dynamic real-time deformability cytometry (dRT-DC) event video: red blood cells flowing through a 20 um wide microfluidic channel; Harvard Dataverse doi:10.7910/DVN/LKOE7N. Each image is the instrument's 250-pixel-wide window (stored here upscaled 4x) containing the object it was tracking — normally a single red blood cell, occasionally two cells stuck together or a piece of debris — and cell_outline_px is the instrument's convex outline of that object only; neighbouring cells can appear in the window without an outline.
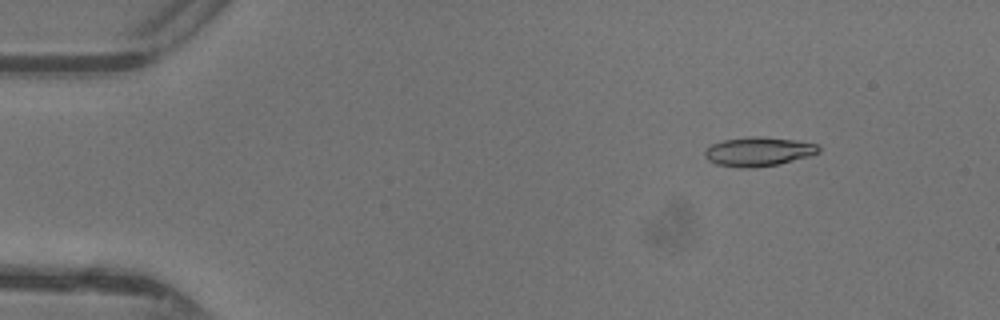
{"species": "common noctule bat (a hibernating species)", "species_latin": "Nyctalus noctula", "temperature_condition": "warm", "stored_images_in_passage": 47, "camera_frame_rate_fps": 3000, "um_per_image_px": 0.085, "animal": {"sex": "female"}, "frame": {"image": 1, "passage_image": 6, "time_ms": 1.667, "image_size_px": [1000, 320], "cell_outline_px": [[820, 152], [808, 156], [780, 164], [752, 168], [740, 168], [716, 164], [708, 160], [704, 156], [704, 148], [712, 144], [724, 140], [748, 136], [760, 136], [792, 140], [820, 144]], "centroid_in_image_um": [64.44, 12.89], "position_along_channel_um": 20.6, "area_um2": 19.48}}
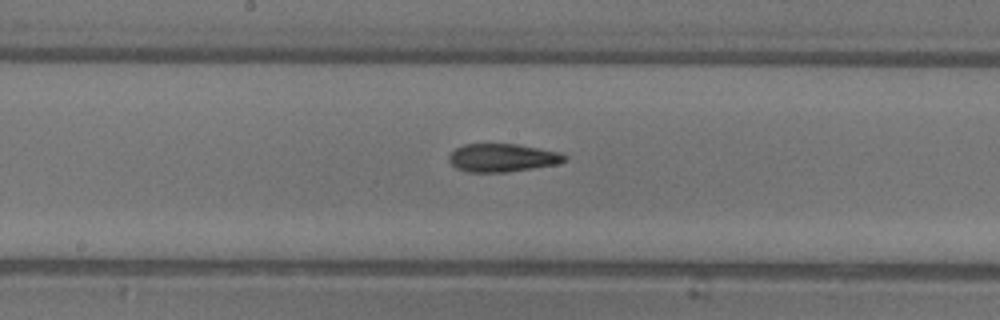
{"frame": {"image": 2, "passage_image": 25, "time_ms": 8.0, "image_size_px": [1000, 320], "cell_outline_px": [[568, 156], [564, 160], [556, 164], [508, 172], [468, 172], [456, 168], [448, 160], [448, 156], [456, 148], [464, 144], [516, 144], [560, 152]], "centroid_in_image_um": [42.68, 13.41], "position_along_channel_um": 205.5, "area_um2": 18.84}}
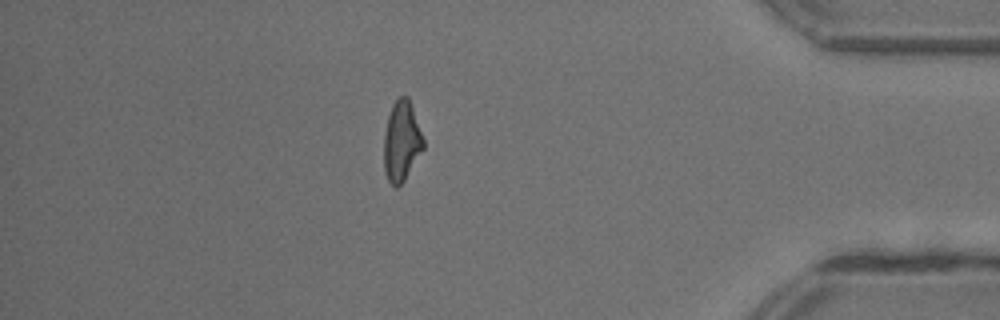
{"frame": {"image": 3, "passage_image": 41, "time_ms": 13.333, "image_size_px": [1000, 320], "cell_outline_px": [[424, 148], [404, 180], [396, 188], [388, 180], [384, 172], [384, 132], [388, 116], [392, 104], [400, 96], [408, 96], [424, 140]], "centroid_in_image_um": [34.12, 12.0], "position_along_channel_um": 401.1, "area_um2": 18.32}, "authors_computed_cell_mechanics": {"area_um2": 18.9006, "velocity_mm_per_s": 4.4172, "shape_relaxation_time_tau1_ms": 8.6804, "shape_relaxation_time_tau2_ms": 1.8665, "deformation_change_tau1": 0.2645, "deformation_change_tau2": 0.0928}}